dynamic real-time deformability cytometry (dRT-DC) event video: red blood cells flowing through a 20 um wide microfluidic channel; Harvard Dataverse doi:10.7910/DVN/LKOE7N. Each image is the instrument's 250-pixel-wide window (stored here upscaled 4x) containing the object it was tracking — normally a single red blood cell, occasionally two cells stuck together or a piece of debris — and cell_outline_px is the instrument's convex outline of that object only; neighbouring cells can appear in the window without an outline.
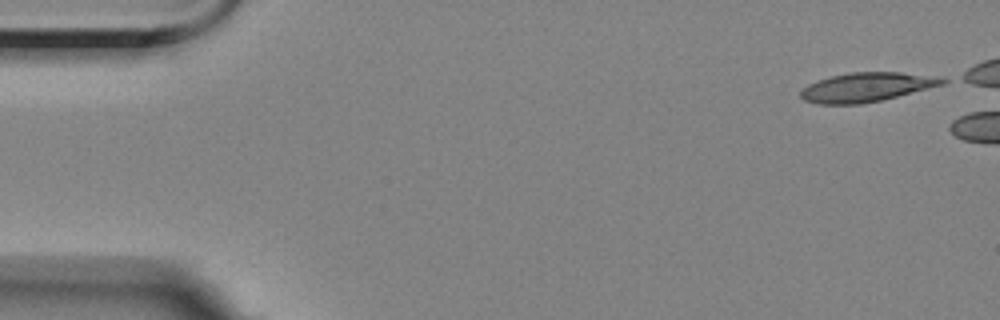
{"species": "Egyptian fruit bat (a non-hibernating species)", "species_latin": "Rousettus aegyptiacus", "temperature_condition": "room temperature", "stored_images_in_passage": 5, "camera_frame_rate_fps": 3000, "um_per_image_px": 0.085, "animal": {"sex": "female"}, "frame": {"image": 1, "passage_image": 1, "time_ms": 0.0, "image_size_px": [1000, 320], "cell_outline_px": [[948, 80], [944, 84], [880, 100], [860, 104], [816, 104], [804, 100], [800, 96], [800, 92], [808, 84], [832, 76], [848, 72], [900, 72]], "centroid_in_image_um": [73.56, 7.42], "position_along_channel_um": 11.4, "area_um2": 23.47}}